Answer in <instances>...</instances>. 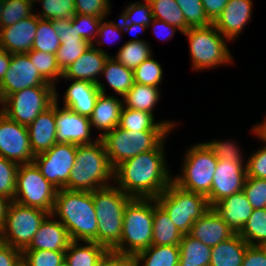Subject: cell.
<instances>
[{
  "label": "cell",
  "instance_id": "cell-13",
  "mask_svg": "<svg viewBox=\"0 0 266 266\" xmlns=\"http://www.w3.org/2000/svg\"><path fill=\"white\" fill-rule=\"evenodd\" d=\"M76 150L75 144L55 143L48 151L36 155L33 163L48 182L58 190L63 189L75 164Z\"/></svg>",
  "mask_w": 266,
  "mask_h": 266
},
{
  "label": "cell",
  "instance_id": "cell-37",
  "mask_svg": "<svg viewBox=\"0 0 266 266\" xmlns=\"http://www.w3.org/2000/svg\"><path fill=\"white\" fill-rule=\"evenodd\" d=\"M238 234L252 246H262L266 243V208L253 209L251 216Z\"/></svg>",
  "mask_w": 266,
  "mask_h": 266
},
{
  "label": "cell",
  "instance_id": "cell-16",
  "mask_svg": "<svg viewBox=\"0 0 266 266\" xmlns=\"http://www.w3.org/2000/svg\"><path fill=\"white\" fill-rule=\"evenodd\" d=\"M243 163L218 160L211 191L206 196L210 207L232 194L243 191L247 176L246 165Z\"/></svg>",
  "mask_w": 266,
  "mask_h": 266
},
{
  "label": "cell",
  "instance_id": "cell-56",
  "mask_svg": "<svg viewBox=\"0 0 266 266\" xmlns=\"http://www.w3.org/2000/svg\"><path fill=\"white\" fill-rule=\"evenodd\" d=\"M242 266H266V252L262 246L248 245L243 257Z\"/></svg>",
  "mask_w": 266,
  "mask_h": 266
},
{
  "label": "cell",
  "instance_id": "cell-41",
  "mask_svg": "<svg viewBox=\"0 0 266 266\" xmlns=\"http://www.w3.org/2000/svg\"><path fill=\"white\" fill-rule=\"evenodd\" d=\"M31 0H5L1 13V28L14 25L34 14Z\"/></svg>",
  "mask_w": 266,
  "mask_h": 266
},
{
  "label": "cell",
  "instance_id": "cell-23",
  "mask_svg": "<svg viewBox=\"0 0 266 266\" xmlns=\"http://www.w3.org/2000/svg\"><path fill=\"white\" fill-rule=\"evenodd\" d=\"M27 129L34 156L48 151L57 143L55 102L45 112L39 114L36 119L27 126Z\"/></svg>",
  "mask_w": 266,
  "mask_h": 266
},
{
  "label": "cell",
  "instance_id": "cell-64",
  "mask_svg": "<svg viewBox=\"0 0 266 266\" xmlns=\"http://www.w3.org/2000/svg\"><path fill=\"white\" fill-rule=\"evenodd\" d=\"M4 1L5 0H0V16H1V13H2V9L4 7ZM0 29H1V17H0Z\"/></svg>",
  "mask_w": 266,
  "mask_h": 266
},
{
  "label": "cell",
  "instance_id": "cell-50",
  "mask_svg": "<svg viewBox=\"0 0 266 266\" xmlns=\"http://www.w3.org/2000/svg\"><path fill=\"white\" fill-rule=\"evenodd\" d=\"M208 148L213 152L217 160L229 162H243L242 152L233 141H211L204 142Z\"/></svg>",
  "mask_w": 266,
  "mask_h": 266
},
{
  "label": "cell",
  "instance_id": "cell-49",
  "mask_svg": "<svg viewBox=\"0 0 266 266\" xmlns=\"http://www.w3.org/2000/svg\"><path fill=\"white\" fill-rule=\"evenodd\" d=\"M103 18H98L92 15L75 14L72 20V26L76 27L78 35H80L86 42L93 45L96 40L99 25Z\"/></svg>",
  "mask_w": 266,
  "mask_h": 266
},
{
  "label": "cell",
  "instance_id": "cell-36",
  "mask_svg": "<svg viewBox=\"0 0 266 266\" xmlns=\"http://www.w3.org/2000/svg\"><path fill=\"white\" fill-rule=\"evenodd\" d=\"M155 19L176 26L184 33L190 27L186 24L185 16L175 0H148Z\"/></svg>",
  "mask_w": 266,
  "mask_h": 266
},
{
  "label": "cell",
  "instance_id": "cell-53",
  "mask_svg": "<svg viewBox=\"0 0 266 266\" xmlns=\"http://www.w3.org/2000/svg\"><path fill=\"white\" fill-rule=\"evenodd\" d=\"M97 266H138L135 255H126L108 250L99 260Z\"/></svg>",
  "mask_w": 266,
  "mask_h": 266
},
{
  "label": "cell",
  "instance_id": "cell-2",
  "mask_svg": "<svg viewBox=\"0 0 266 266\" xmlns=\"http://www.w3.org/2000/svg\"><path fill=\"white\" fill-rule=\"evenodd\" d=\"M52 215L59 217L71 240L98 243V220L93 192L59 189Z\"/></svg>",
  "mask_w": 266,
  "mask_h": 266
},
{
  "label": "cell",
  "instance_id": "cell-32",
  "mask_svg": "<svg viewBox=\"0 0 266 266\" xmlns=\"http://www.w3.org/2000/svg\"><path fill=\"white\" fill-rule=\"evenodd\" d=\"M158 87L134 83L133 87L123 96V107L153 114V108L160 98Z\"/></svg>",
  "mask_w": 266,
  "mask_h": 266
},
{
  "label": "cell",
  "instance_id": "cell-55",
  "mask_svg": "<svg viewBox=\"0 0 266 266\" xmlns=\"http://www.w3.org/2000/svg\"><path fill=\"white\" fill-rule=\"evenodd\" d=\"M22 251L0 241V266H20Z\"/></svg>",
  "mask_w": 266,
  "mask_h": 266
},
{
  "label": "cell",
  "instance_id": "cell-45",
  "mask_svg": "<svg viewBox=\"0 0 266 266\" xmlns=\"http://www.w3.org/2000/svg\"><path fill=\"white\" fill-rule=\"evenodd\" d=\"M65 251H22L24 266H64Z\"/></svg>",
  "mask_w": 266,
  "mask_h": 266
},
{
  "label": "cell",
  "instance_id": "cell-27",
  "mask_svg": "<svg viewBox=\"0 0 266 266\" xmlns=\"http://www.w3.org/2000/svg\"><path fill=\"white\" fill-rule=\"evenodd\" d=\"M154 114L122 107L119 128L129 131H172L176 122H154Z\"/></svg>",
  "mask_w": 266,
  "mask_h": 266
},
{
  "label": "cell",
  "instance_id": "cell-48",
  "mask_svg": "<svg viewBox=\"0 0 266 266\" xmlns=\"http://www.w3.org/2000/svg\"><path fill=\"white\" fill-rule=\"evenodd\" d=\"M243 193L253 209L266 208V179L246 176Z\"/></svg>",
  "mask_w": 266,
  "mask_h": 266
},
{
  "label": "cell",
  "instance_id": "cell-44",
  "mask_svg": "<svg viewBox=\"0 0 266 266\" xmlns=\"http://www.w3.org/2000/svg\"><path fill=\"white\" fill-rule=\"evenodd\" d=\"M143 2H133L120 14L122 24H140L149 28L154 19L152 14V7L148 0Z\"/></svg>",
  "mask_w": 266,
  "mask_h": 266
},
{
  "label": "cell",
  "instance_id": "cell-18",
  "mask_svg": "<svg viewBox=\"0 0 266 266\" xmlns=\"http://www.w3.org/2000/svg\"><path fill=\"white\" fill-rule=\"evenodd\" d=\"M109 58V53L103 49L90 45L88 49L76 59L64 72L61 78L77 81H87L97 85L101 93L106 94L105 85L99 78L102 74L105 61Z\"/></svg>",
  "mask_w": 266,
  "mask_h": 266
},
{
  "label": "cell",
  "instance_id": "cell-52",
  "mask_svg": "<svg viewBox=\"0 0 266 266\" xmlns=\"http://www.w3.org/2000/svg\"><path fill=\"white\" fill-rule=\"evenodd\" d=\"M251 155L245 164L247 176L266 179V146Z\"/></svg>",
  "mask_w": 266,
  "mask_h": 266
},
{
  "label": "cell",
  "instance_id": "cell-61",
  "mask_svg": "<svg viewBox=\"0 0 266 266\" xmlns=\"http://www.w3.org/2000/svg\"><path fill=\"white\" fill-rule=\"evenodd\" d=\"M11 202L12 200H10L9 198L0 195V229L3 227L5 223L8 208Z\"/></svg>",
  "mask_w": 266,
  "mask_h": 266
},
{
  "label": "cell",
  "instance_id": "cell-1",
  "mask_svg": "<svg viewBox=\"0 0 266 266\" xmlns=\"http://www.w3.org/2000/svg\"><path fill=\"white\" fill-rule=\"evenodd\" d=\"M163 140L155 149L140 153L114 168L117 187L133 198H157L172 182L165 161Z\"/></svg>",
  "mask_w": 266,
  "mask_h": 266
},
{
  "label": "cell",
  "instance_id": "cell-47",
  "mask_svg": "<svg viewBox=\"0 0 266 266\" xmlns=\"http://www.w3.org/2000/svg\"><path fill=\"white\" fill-rule=\"evenodd\" d=\"M19 164L0 156V195L13 201Z\"/></svg>",
  "mask_w": 266,
  "mask_h": 266
},
{
  "label": "cell",
  "instance_id": "cell-42",
  "mask_svg": "<svg viewBox=\"0 0 266 266\" xmlns=\"http://www.w3.org/2000/svg\"><path fill=\"white\" fill-rule=\"evenodd\" d=\"M84 39H71L61 41L56 51L57 65L64 72L76 59H78L90 46Z\"/></svg>",
  "mask_w": 266,
  "mask_h": 266
},
{
  "label": "cell",
  "instance_id": "cell-35",
  "mask_svg": "<svg viewBox=\"0 0 266 266\" xmlns=\"http://www.w3.org/2000/svg\"><path fill=\"white\" fill-rule=\"evenodd\" d=\"M144 40L135 39L127 41L121 48H119L117 55L113 58L123 64L127 69L134 70L144 60L152 56L150 46Z\"/></svg>",
  "mask_w": 266,
  "mask_h": 266
},
{
  "label": "cell",
  "instance_id": "cell-43",
  "mask_svg": "<svg viewBox=\"0 0 266 266\" xmlns=\"http://www.w3.org/2000/svg\"><path fill=\"white\" fill-rule=\"evenodd\" d=\"M133 76L134 83L159 87L163 79L162 66L151 56L133 70Z\"/></svg>",
  "mask_w": 266,
  "mask_h": 266
},
{
  "label": "cell",
  "instance_id": "cell-59",
  "mask_svg": "<svg viewBox=\"0 0 266 266\" xmlns=\"http://www.w3.org/2000/svg\"><path fill=\"white\" fill-rule=\"evenodd\" d=\"M151 24L153 27V32L157 36V38H159V40H168L169 38H172V36L176 33V30H179L181 33H183L178 27L170 25L165 21H161L155 18L153 19ZM164 33L165 35L163 36Z\"/></svg>",
  "mask_w": 266,
  "mask_h": 266
},
{
  "label": "cell",
  "instance_id": "cell-31",
  "mask_svg": "<svg viewBox=\"0 0 266 266\" xmlns=\"http://www.w3.org/2000/svg\"><path fill=\"white\" fill-rule=\"evenodd\" d=\"M178 266H209L212 248L189 234L183 235L179 244Z\"/></svg>",
  "mask_w": 266,
  "mask_h": 266
},
{
  "label": "cell",
  "instance_id": "cell-62",
  "mask_svg": "<svg viewBox=\"0 0 266 266\" xmlns=\"http://www.w3.org/2000/svg\"><path fill=\"white\" fill-rule=\"evenodd\" d=\"M122 27H123L124 33L130 32V34H133V32H135L137 36L140 32L142 33V31L148 28L145 25H140V24H122Z\"/></svg>",
  "mask_w": 266,
  "mask_h": 266
},
{
  "label": "cell",
  "instance_id": "cell-10",
  "mask_svg": "<svg viewBox=\"0 0 266 266\" xmlns=\"http://www.w3.org/2000/svg\"><path fill=\"white\" fill-rule=\"evenodd\" d=\"M58 189L48 182L32 162L19 164L13 201L52 214Z\"/></svg>",
  "mask_w": 266,
  "mask_h": 266
},
{
  "label": "cell",
  "instance_id": "cell-21",
  "mask_svg": "<svg viewBox=\"0 0 266 266\" xmlns=\"http://www.w3.org/2000/svg\"><path fill=\"white\" fill-rule=\"evenodd\" d=\"M55 216L48 214L40 224L29 246L23 251L52 250L66 251L72 241L68 230L59 220H52Z\"/></svg>",
  "mask_w": 266,
  "mask_h": 266
},
{
  "label": "cell",
  "instance_id": "cell-57",
  "mask_svg": "<svg viewBox=\"0 0 266 266\" xmlns=\"http://www.w3.org/2000/svg\"><path fill=\"white\" fill-rule=\"evenodd\" d=\"M53 29L59 36L61 41L71 40V39H83L78 35L76 27L72 26V20L56 19L53 20Z\"/></svg>",
  "mask_w": 266,
  "mask_h": 266
},
{
  "label": "cell",
  "instance_id": "cell-17",
  "mask_svg": "<svg viewBox=\"0 0 266 266\" xmlns=\"http://www.w3.org/2000/svg\"><path fill=\"white\" fill-rule=\"evenodd\" d=\"M57 91H55V121L57 143L84 145L95 143L90 139L92 129L89 117L83 116L68 108L58 106Z\"/></svg>",
  "mask_w": 266,
  "mask_h": 266
},
{
  "label": "cell",
  "instance_id": "cell-15",
  "mask_svg": "<svg viewBox=\"0 0 266 266\" xmlns=\"http://www.w3.org/2000/svg\"><path fill=\"white\" fill-rule=\"evenodd\" d=\"M32 86L53 85L41 77L27 53L11 54L8 70L0 82V104L10 94Z\"/></svg>",
  "mask_w": 266,
  "mask_h": 266
},
{
  "label": "cell",
  "instance_id": "cell-39",
  "mask_svg": "<svg viewBox=\"0 0 266 266\" xmlns=\"http://www.w3.org/2000/svg\"><path fill=\"white\" fill-rule=\"evenodd\" d=\"M61 40L53 29V21L39 19L36 36L31 50L56 54Z\"/></svg>",
  "mask_w": 266,
  "mask_h": 266
},
{
  "label": "cell",
  "instance_id": "cell-11",
  "mask_svg": "<svg viewBox=\"0 0 266 266\" xmlns=\"http://www.w3.org/2000/svg\"><path fill=\"white\" fill-rule=\"evenodd\" d=\"M54 86H32L10 94L1 103V112L10 120L28 126L55 102Z\"/></svg>",
  "mask_w": 266,
  "mask_h": 266
},
{
  "label": "cell",
  "instance_id": "cell-40",
  "mask_svg": "<svg viewBox=\"0 0 266 266\" xmlns=\"http://www.w3.org/2000/svg\"><path fill=\"white\" fill-rule=\"evenodd\" d=\"M37 2H40L43 8L40 14H36L40 19L71 21L76 14L74 0H37Z\"/></svg>",
  "mask_w": 266,
  "mask_h": 266
},
{
  "label": "cell",
  "instance_id": "cell-24",
  "mask_svg": "<svg viewBox=\"0 0 266 266\" xmlns=\"http://www.w3.org/2000/svg\"><path fill=\"white\" fill-rule=\"evenodd\" d=\"M213 209L234 233H239L242 230L253 211L243 191L224 198L216 203Z\"/></svg>",
  "mask_w": 266,
  "mask_h": 266
},
{
  "label": "cell",
  "instance_id": "cell-12",
  "mask_svg": "<svg viewBox=\"0 0 266 266\" xmlns=\"http://www.w3.org/2000/svg\"><path fill=\"white\" fill-rule=\"evenodd\" d=\"M48 214L42 209L23 206L12 201L5 223L0 229V241L23 251L29 246L40 224Z\"/></svg>",
  "mask_w": 266,
  "mask_h": 266
},
{
  "label": "cell",
  "instance_id": "cell-29",
  "mask_svg": "<svg viewBox=\"0 0 266 266\" xmlns=\"http://www.w3.org/2000/svg\"><path fill=\"white\" fill-rule=\"evenodd\" d=\"M80 241H71L65 251V266H97L99 260L108 249L94 241H84V246ZM87 244V245H86Z\"/></svg>",
  "mask_w": 266,
  "mask_h": 266
},
{
  "label": "cell",
  "instance_id": "cell-4",
  "mask_svg": "<svg viewBox=\"0 0 266 266\" xmlns=\"http://www.w3.org/2000/svg\"><path fill=\"white\" fill-rule=\"evenodd\" d=\"M154 198H133L126 206L120 242L115 252L136 255L152 245Z\"/></svg>",
  "mask_w": 266,
  "mask_h": 266
},
{
  "label": "cell",
  "instance_id": "cell-63",
  "mask_svg": "<svg viewBox=\"0 0 266 266\" xmlns=\"http://www.w3.org/2000/svg\"><path fill=\"white\" fill-rule=\"evenodd\" d=\"M262 123L254 126L252 131L266 144V119Z\"/></svg>",
  "mask_w": 266,
  "mask_h": 266
},
{
  "label": "cell",
  "instance_id": "cell-20",
  "mask_svg": "<svg viewBox=\"0 0 266 266\" xmlns=\"http://www.w3.org/2000/svg\"><path fill=\"white\" fill-rule=\"evenodd\" d=\"M252 3V0H229L213 23L216 29L228 40H235L251 20Z\"/></svg>",
  "mask_w": 266,
  "mask_h": 266
},
{
  "label": "cell",
  "instance_id": "cell-54",
  "mask_svg": "<svg viewBox=\"0 0 266 266\" xmlns=\"http://www.w3.org/2000/svg\"><path fill=\"white\" fill-rule=\"evenodd\" d=\"M104 19H106V18H103L101 20L100 25H99V30H98V34H97L98 37H96L98 39H96L94 41V43H96L97 46H98V44L102 45L105 41H107L109 39H110V41L116 40V38L118 36H120L119 33L121 32V34H122V32H124L123 31V27H122V21H121L120 18H119V22L118 23H114V21L106 22ZM102 37H103V39L98 41Z\"/></svg>",
  "mask_w": 266,
  "mask_h": 266
},
{
  "label": "cell",
  "instance_id": "cell-34",
  "mask_svg": "<svg viewBox=\"0 0 266 266\" xmlns=\"http://www.w3.org/2000/svg\"><path fill=\"white\" fill-rule=\"evenodd\" d=\"M111 57L105 61L102 74L114 92L123 97L133 87V71Z\"/></svg>",
  "mask_w": 266,
  "mask_h": 266
},
{
  "label": "cell",
  "instance_id": "cell-60",
  "mask_svg": "<svg viewBox=\"0 0 266 266\" xmlns=\"http://www.w3.org/2000/svg\"><path fill=\"white\" fill-rule=\"evenodd\" d=\"M11 54L0 47V82L8 70Z\"/></svg>",
  "mask_w": 266,
  "mask_h": 266
},
{
  "label": "cell",
  "instance_id": "cell-26",
  "mask_svg": "<svg viewBox=\"0 0 266 266\" xmlns=\"http://www.w3.org/2000/svg\"><path fill=\"white\" fill-rule=\"evenodd\" d=\"M99 93L100 91L96 84L73 80L72 84L66 89L63 107L80 115L90 117Z\"/></svg>",
  "mask_w": 266,
  "mask_h": 266
},
{
  "label": "cell",
  "instance_id": "cell-3",
  "mask_svg": "<svg viewBox=\"0 0 266 266\" xmlns=\"http://www.w3.org/2000/svg\"><path fill=\"white\" fill-rule=\"evenodd\" d=\"M110 179H114V168L102 140L99 138L95 143L77 145L75 164L64 188L93 192L109 186Z\"/></svg>",
  "mask_w": 266,
  "mask_h": 266
},
{
  "label": "cell",
  "instance_id": "cell-58",
  "mask_svg": "<svg viewBox=\"0 0 266 266\" xmlns=\"http://www.w3.org/2000/svg\"><path fill=\"white\" fill-rule=\"evenodd\" d=\"M208 19L214 23L229 0H201Z\"/></svg>",
  "mask_w": 266,
  "mask_h": 266
},
{
  "label": "cell",
  "instance_id": "cell-38",
  "mask_svg": "<svg viewBox=\"0 0 266 266\" xmlns=\"http://www.w3.org/2000/svg\"><path fill=\"white\" fill-rule=\"evenodd\" d=\"M27 54L41 77L47 83L56 87V82L63 76V72L57 65L56 55L38 50H31Z\"/></svg>",
  "mask_w": 266,
  "mask_h": 266
},
{
  "label": "cell",
  "instance_id": "cell-14",
  "mask_svg": "<svg viewBox=\"0 0 266 266\" xmlns=\"http://www.w3.org/2000/svg\"><path fill=\"white\" fill-rule=\"evenodd\" d=\"M0 156L17 164L33 162L27 126L10 120L0 111Z\"/></svg>",
  "mask_w": 266,
  "mask_h": 266
},
{
  "label": "cell",
  "instance_id": "cell-22",
  "mask_svg": "<svg viewBox=\"0 0 266 266\" xmlns=\"http://www.w3.org/2000/svg\"><path fill=\"white\" fill-rule=\"evenodd\" d=\"M234 234L213 207H210L194 222L189 232L190 236L211 248L226 241Z\"/></svg>",
  "mask_w": 266,
  "mask_h": 266
},
{
  "label": "cell",
  "instance_id": "cell-46",
  "mask_svg": "<svg viewBox=\"0 0 266 266\" xmlns=\"http://www.w3.org/2000/svg\"><path fill=\"white\" fill-rule=\"evenodd\" d=\"M182 10L186 24L192 27H205L212 22L208 19L201 0H175Z\"/></svg>",
  "mask_w": 266,
  "mask_h": 266
},
{
  "label": "cell",
  "instance_id": "cell-30",
  "mask_svg": "<svg viewBox=\"0 0 266 266\" xmlns=\"http://www.w3.org/2000/svg\"><path fill=\"white\" fill-rule=\"evenodd\" d=\"M183 234L173 224L167 212L154 198L153 237L152 245L179 246Z\"/></svg>",
  "mask_w": 266,
  "mask_h": 266
},
{
  "label": "cell",
  "instance_id": "cell-5",
  "mask_svg": "<svg viewBox=\"0 0 266 266\" xmlns=\"http://www.w3.org/2000/svg\"><path fill=\"white\" fill-rule=\"evenodd\" d=\"M132 199L133 197L111 184L93 191L98 220V244L112 250L120 242L124 210Z\"/></svg>",
  "mask_w": 266,
  "mask_h": 266
},
{
  "label": "cell",
  "instance_id": "cell-28",
  "mask_svg": "<svg viewBox=\"0 0 266 266\" xmlns=\"http://www.w3.org/2000/svg\"><path fill=\"white\" fill-rule=\"evenodd\" d=\"M249 244L238 233L212 247L209 266H242L243 257Z\"/></svg>",
  "mask_w": 266,
  "mask_h": 266
},
{
  "label": "cell",
  "instance_id": "cell-19",
  "mask_svg": "<svg viewBox=\"0 0 266 266\" xmlns=\"http://www.w3.org/2000/svg\"><path fill=\"white\" fill-rule=\"evenodd\" d=\"M36 14L0 29V47L10 54L30 52L39 21Z\"/></svg>",
  "mask_w": 266,
  "mask_h": 266
},
{
  "label": "cell",
  "instance_id": "cell-33",
  "mask_svg": "<svg viewBox=\"0 0 266 266\" xmlns=\"http://www.w3.org/2000/svg\"><path fill=\"white\" fill-rule=\"evenodd\" d=\"M180 256L179 246L151 245L135 255L138 266H178Z\"/></svg>",
  "mask_w": 266,
  "mask_h": 266
},
{
  "label": "cell",
  "instance_id": "cell-8",
  "mask_svg": "<svg viewBox=\"0 0 266 266\" xmlns=\"http://www.w3.org/2000/svg\"><path fill=\"white\" fill-rule=\"evenodd\" d=\"M170 131H129L118 126L100 139L113 168L121 162L155 149Z\"/></svg>",
  "mask_w": 266,
  "mask_h": 266
},
{
  "label": "cell",
  "instance_id": "cell-51",
  "mask_svg": "<svg viewBox=\"0 0 266 266\" xmlns=\"http://www.w3.org/2000/svg\"><path fill=\"white\" fill-rule=\"evenodd\" d=\"M110 0H74L75 13L105 18L110 13Z\"/></svg>",
  "mask_w": 266,
  "mask_h": 266
},
{
  "label": "cell",
  "instance_id": "cell-65",
  "mask_svg": "<svg viewBox=\"0 0 266 266\" xmlns=\"http://www.w3.org/2000/svg\"><path fill=\"white\" fill-rule=\"evenodd\" d=\"M262 248L265 250V252H266V243H264L263 245H262Z\"/></svg>",
  "mask_w": 266,
  "mask_h": 266
},
{
  "label": "cell",
  "instance_id": "cell-9",
  "mask_svg": "<svg viewBox=\"0 0 266 266\" xmlns=\"http://www.w3.org/2000/svg\"><path fill=\"white\" fill-rule=\"evenodd\" d=\"M189 149V150H188ZM185 152L182 175L172 177V181L182 189L207 196L217 166V158L203 142L192 145Z\"/></svg>",
  "mask_w": 266,
  "mask_h": 266
},
{
  "label": "cell",
  "instance_id": "cell-6",
  "mask_svg": "<svg viewBox=\"0 0 266 266\" xmlns=\"http://www.w3.org/2000/svg\"><path fill=\"white\" fill-rule=\"evenodd\" d=\"M188 37L192 68L212 69L231 63L232 56L224 37L212 23L205 27H192L182 33Z\"/></svg>",
  "mask_w": 266,
  "mask_h": 266
},
{
  "label": "cell",
  "instance_id": "cell-25",
  "mask_svg": "<svg viewBox=\"0 0 266 266\" xmlns=\"http://www.w3.org/2000/svg\"><path fill=\"white\" fill-rule=\"evenodd\" d=\"M122 107L123 101L121 99L99 93L93 112L89 117L91 126L103 132L98 138H101L119 125Z\"/></svg>",
  "mask_w": 266,
  "mask_h": 266
},
{
  "label": "cell",
  "instance_id": "cell-7",
  "mask_svg": "<svg viewBox=\"0 0 266 266\" xmlns=\"http://www.w3.org/2000/svg\"><path fill=\"white\" fill-rule=\"evenodd\" d=\"M155 199L183 235L210 208L205 195L182 189L173 181Z\"/></svg>",
  "mask_w": 266,
  "mask_h": 266
}]
</instances>
